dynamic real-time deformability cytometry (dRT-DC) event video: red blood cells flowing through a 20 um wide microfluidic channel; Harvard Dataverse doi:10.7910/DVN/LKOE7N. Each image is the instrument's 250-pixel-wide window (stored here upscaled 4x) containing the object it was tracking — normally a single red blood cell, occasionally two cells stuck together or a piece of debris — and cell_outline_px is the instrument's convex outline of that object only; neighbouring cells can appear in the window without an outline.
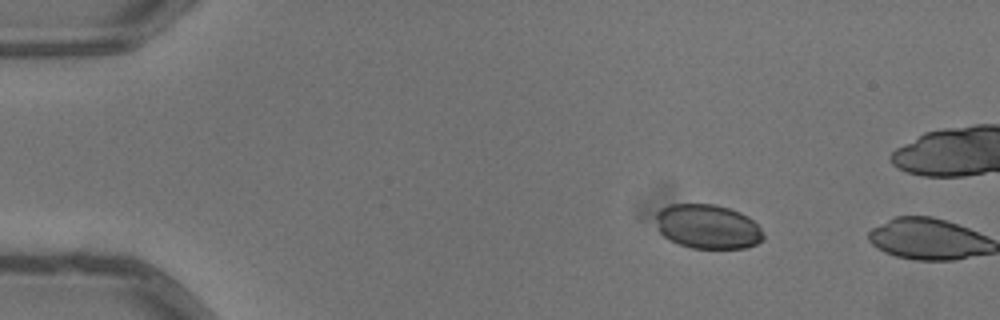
{"species": "common noctule bat (a hibernating species)", "species_latin": "Nyctalus noctula", "temperature_condition": "warm", "stored_images_in_passage": 2, "camera_frame_rate_fps": 3000, "um_per_image_px": 0.085, "animal": {"sex": "male", "body_mass_g": 13.3}, "frame": {"image": 1, "passage_image": 1, "time_ms": 0.0, "image_size_px": [1000, 320], "cell_outline_px": [[764, 240], [756, 244], [744, 248], [692, 248], [668, 240], [660, 232], [656, 216], [656, 212], [660, 208], [668, 204], [716, 204], [740, 212], [748, 216], [760, 228], [764, 236]], "centroid_in_image_um": [60.15, 19.25], "position_along_channel_um": 24.8, "area_um2": 27.8}}